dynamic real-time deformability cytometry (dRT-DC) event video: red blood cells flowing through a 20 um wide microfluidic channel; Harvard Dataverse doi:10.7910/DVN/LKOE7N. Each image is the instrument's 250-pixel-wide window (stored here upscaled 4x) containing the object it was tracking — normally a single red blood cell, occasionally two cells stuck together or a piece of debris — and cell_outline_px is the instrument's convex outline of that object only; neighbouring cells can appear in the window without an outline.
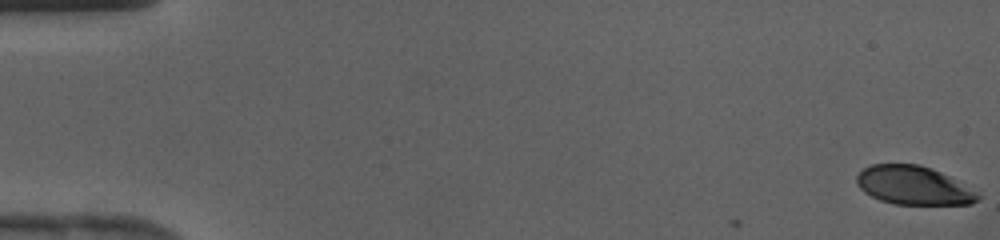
{"species": "human", "species_latin": "Homo sapiens", "temperature_condition": "cold", "stored_images_in_passage": 13, "camera_frame_rate_fps": 3000, "um_per_image_px": 0.085, "donor": {"sex": "female"}, "frame": {"image": 1, "passage_image": 1, "time_ms": 0.0, "image_size_px": [1000, 240], "cell_outline_px": [[980, 196], [972, 204], [896, 204], [880, 200], [864, 192], [856, 184], [856, 176], [864, 168], [872, 164], [920, 164], [932, 168], [980, 192]], "centroid_in_image_um": [77.65, 15.76], "position_along_channel_um": 7.3, "area_um2": 27.22}}